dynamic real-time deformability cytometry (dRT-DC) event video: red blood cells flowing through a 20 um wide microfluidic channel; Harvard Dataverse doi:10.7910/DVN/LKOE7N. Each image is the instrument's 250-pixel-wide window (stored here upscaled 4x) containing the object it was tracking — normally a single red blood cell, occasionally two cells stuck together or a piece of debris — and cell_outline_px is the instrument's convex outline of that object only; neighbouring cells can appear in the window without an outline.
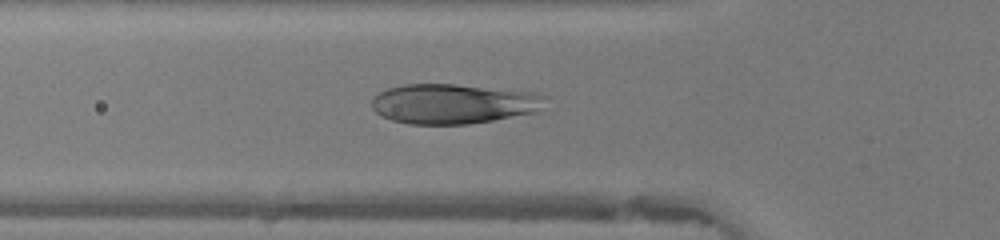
{"species": "human", "species_latin": "Homo sapiens", "temperature_condition": "warm", "stored_images_in_passage": 36, "camera_frame_rate_fps": 3000, "um_per_image_px": 0.085, "donor": {"sex": "female"}, "frame": {"image": 1, "passage_image": 6, "time_ms": 1.667, "image_size_px": [1000, 240], "cell_outline_px": [[548, 96], [536, 112], [492, 120], [468, 124], [412, 124], [392, 120], [376, 112], [372, 108], [372, 100], [380, 92], [388, 88], [404, 84], [456, 84], [532, 92]], "centroid_in_image_um": [38.53, 8.81], "position_along_channel_um": 87.3, "area_um2": 40.0}}
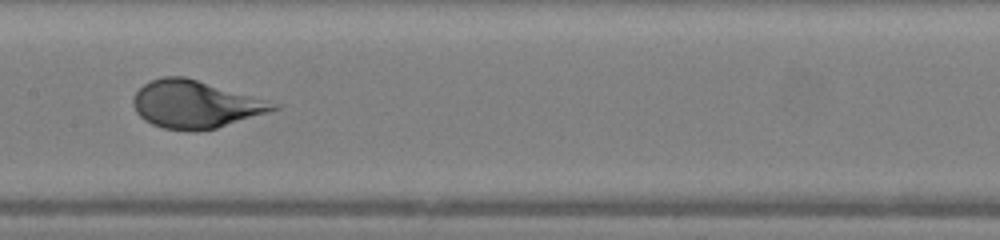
{"frame": {"image": 2, "passage_image": 13, "time_ms": 4.0, "image_size_px": [1000, 240], "cell_outline_px": [[284, 104], [280, 108], [268, 112], [216, 128], [196, 132], [192, 132], [164, 128], [152, 124], [144, 120], [136, 112], [132, 104], [132, 100], [136, 92], [148, 80], [164, 76], [184, 76]], "centroid_in_image_um": [16.62, 8.87], "position_along_channel_um": 190.8, "area_um2": 39.13}}
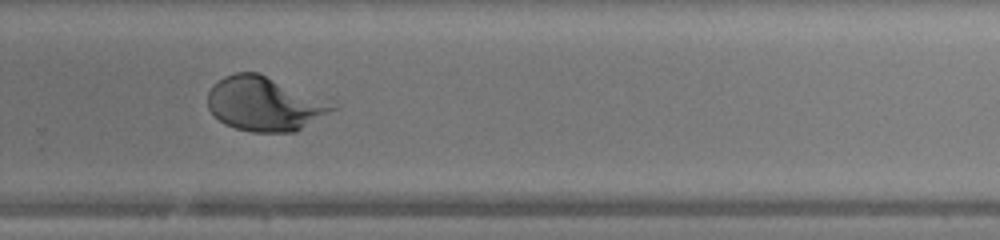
{"frame": {"image": 3, "passage_image": 21, "time_ms": 6.667, "image_size_px": [1000, 240], "cell_outline_px": [[340, 104], [336, 108], [296, 132], [252, 132], [236, 128], [224, 124], [208, 108], [208, 92], [212, 84], [224, 76], [236, 72], [260, 72]], "centroid_in_image_um": [22.52, 8.8], "position_along_channel_um": 307.3, "area_um2": 39.82}}